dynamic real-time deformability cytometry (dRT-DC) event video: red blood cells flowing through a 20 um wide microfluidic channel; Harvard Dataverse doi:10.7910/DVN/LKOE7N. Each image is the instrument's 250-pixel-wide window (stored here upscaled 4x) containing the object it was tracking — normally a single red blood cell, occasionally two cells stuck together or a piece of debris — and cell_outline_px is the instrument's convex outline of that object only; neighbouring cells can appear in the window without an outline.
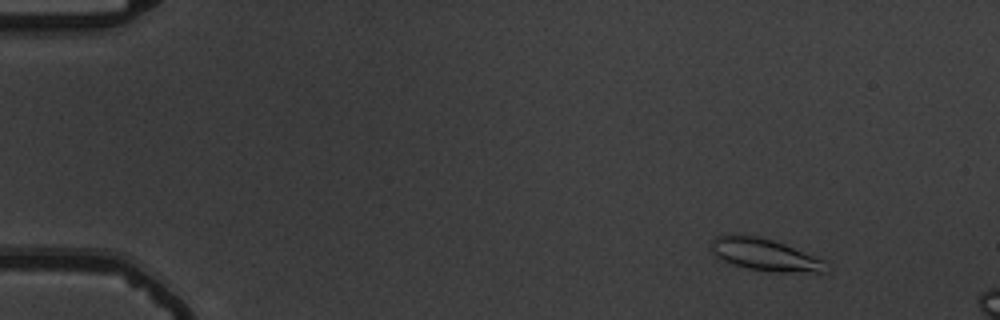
{"species": "common noctule bat (a hibernating species)", "species_latin": "Nyctalus noctula", "temperature_condition": "warm", "stored_images_in_passage": 14, "camera_frame_rate_fps": 3000, "um_per_image_px": 0.085, "animal": {"sex": "male", "body_mass_g": 19.5, "forearm_length_mm": 54.6}, "frame": {"image": 1, "passage_image": 7, "time_ms": 2.0, "image_size_px": [1000, 320], "cell_outline_px": [[824, 272], [780, 272], [748, 268], [732, 264], [716, 256], [712, 252], [712, 240], [716, 236], [756, 236], [772, 240], [784, 244], [816, 256], [824, 260]], "centroid_in_image_um": [65.02, 21.66], "position_along_channel_um": 20.0, "area_um2": 20.75}}